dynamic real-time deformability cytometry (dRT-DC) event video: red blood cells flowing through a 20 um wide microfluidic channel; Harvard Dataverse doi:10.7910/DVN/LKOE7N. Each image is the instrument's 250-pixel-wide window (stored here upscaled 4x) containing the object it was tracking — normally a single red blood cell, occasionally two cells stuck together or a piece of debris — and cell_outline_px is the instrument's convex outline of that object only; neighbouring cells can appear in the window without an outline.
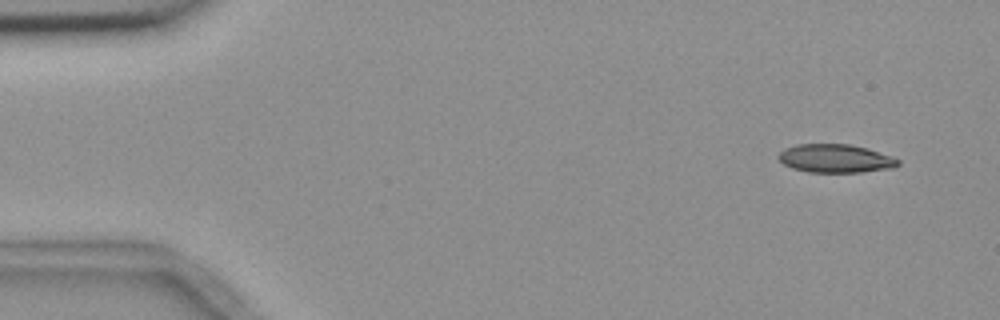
{"species": "common noctule bat (a hibernating species)", "species_latin": "Nyctalus noctula", "temperature_condition": "room temperature", "stored_images_in_passage": 5, "camera_frame_rate_fps": 3000, "um_per_image_px": 0.085, "animal": {"sex": "female", "body_mass_g": 18.4}, "frame": {"image": 1, "passage_image": 1, "time_ms": 0.0, "image_size_px": [1000, 320], "cell_outline_px": [[900, 164], [892, 168], [860, 172], [808, 172], [792, 168], [784, 164], [776, 156], [784, 148], [796, 144], [848, 144], [868, 148], [892, 156], [900, 160]], "centroid_in_image_um": [71.01, 13.46], "position_along_channel_um": 14.0, "area_um2": 19.88}}
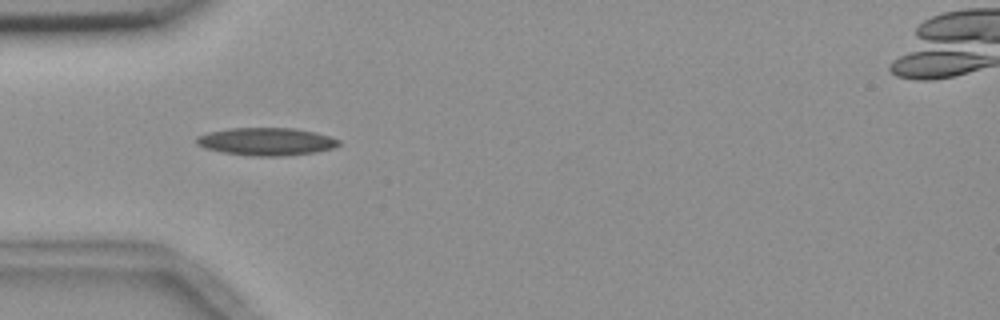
{"frame": {"image": 2, "passage_image": 4, "time_ms": 4.333, "image_size_px": [1000, 320], "cell_outline_px": [[340, 144], [336, 148], [316, 152], [284, 156], [248, 156], [224, 152], [204, 148], [196, 144], [196, 136], [208, 132], [228, 128], [296, 128], [316, 132], [340, 140]], "centroid_in_image_um": [22.64, 12.03], "position_along_channel_um": 62.4, "area_um2": 23.24}}